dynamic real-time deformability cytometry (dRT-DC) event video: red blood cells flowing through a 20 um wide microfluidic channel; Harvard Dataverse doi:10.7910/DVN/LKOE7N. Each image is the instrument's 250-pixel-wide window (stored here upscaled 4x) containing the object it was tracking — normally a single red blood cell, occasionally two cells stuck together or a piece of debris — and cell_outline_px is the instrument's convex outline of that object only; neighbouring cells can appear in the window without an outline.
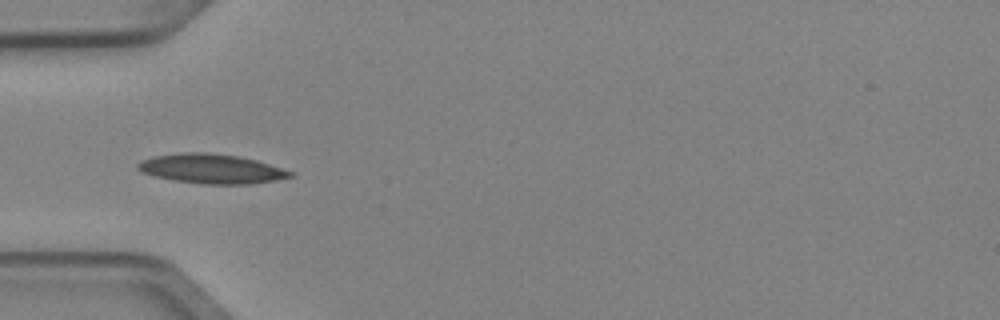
{"species": "Egyptian fruit bat (a non-hibernating species)", "species_latin": "Rousettus aegyptiacus", "temperature_condition": "cold", "stored_images_in_passage": 5, "camera_frame_rate_fps": 3000, "um_per_image_px": 0.085, "animal": {"sex": "female"}, "frame": {"image": 1, "passage_image": 4, "time_ms": 1.0, "image_size_px": [1000, 320], "cell_outline_px": [[296, 176], [276, 180], [252, 184], [200, 184], [172, 180], [152, 176], [140, 172], [136, 168], [136, 164], [140, 160], [152, 156], [184, 152], [204, 152], [240, 156], [256, 160], [292, 172]], "centroid_in_image_um": [17.91, 14.35], "position_along_channel_um": 67.1, "area_um2": 26.47}}
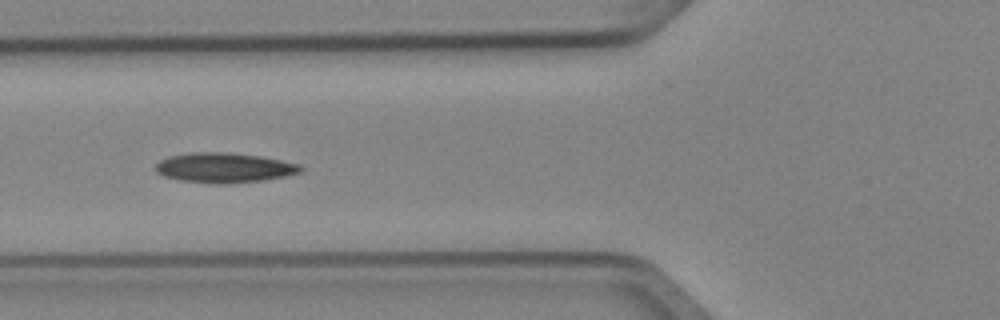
{"frame": {"image": 2, "passage_image": 5, "time_ms": 1.333, "image_size_px": [1000, 320], "cell_outline_px": [[304, 168], [300, 172], [284, 176], [264, 180], [224, 184], [212, 184], [180, 180], [164, 176], [156, 172], [156, 164], [160, 160], [168, 156], [192, 152], [224, 152], [260, 156], [300, 164]], "centroid_in_image_um": [19.04, 14.26], "position_along_channel_um": 106.8, "area_um2": 25.26}}